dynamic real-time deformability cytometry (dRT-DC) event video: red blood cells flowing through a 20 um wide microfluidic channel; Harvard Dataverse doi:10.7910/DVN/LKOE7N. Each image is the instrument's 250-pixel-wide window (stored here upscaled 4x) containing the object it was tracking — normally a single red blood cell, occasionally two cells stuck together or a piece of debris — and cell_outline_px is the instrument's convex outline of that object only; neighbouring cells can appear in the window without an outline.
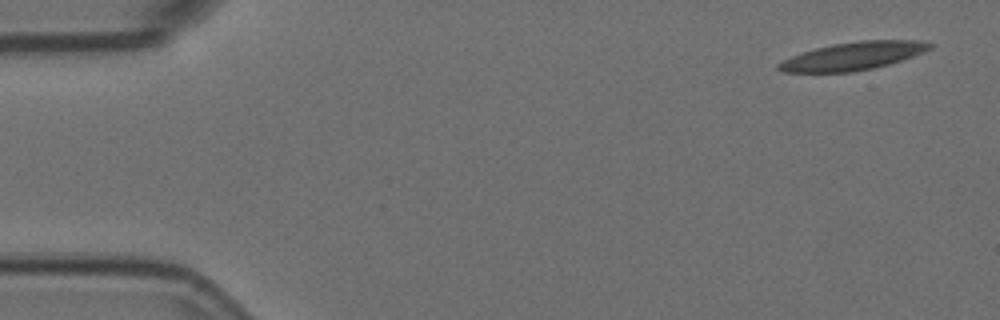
{"species": "Egyptian fruit bat (a non-hibernating species)", "species_latin": "Rousettus aegyptiacus", "temperature_condition": "room temperature", "stored_images_in_passage": 6, "camera_frame_rate_fps": 3000, "um_per_image_px": 0.085, "animal": {"sex": "female"}, "frame": {"image": 1, "passage_image": 1, "time_ms": 0.0, "image_size_px": [1000, 320], "cell_outline_px": [[936, 44], [932, 48], [924, 52], [888, 64], [872, 68], [852, 72], [784, 72], [776, 68], [776, 64], [792, 56], [816, 48], [832, 44], [860, 40], [920, 40]], "centroid_in_image_um": [72.54, 4.75], "position_along_channel_um": 12.5, "area_um2": 24.51}}
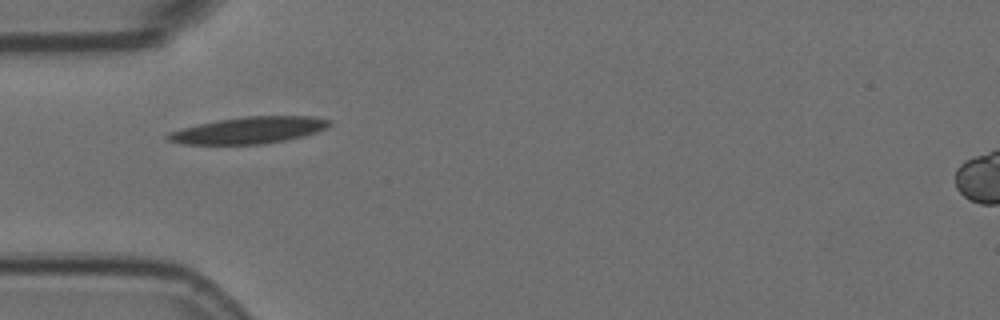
{"frame": {"image": 2, "passage_image": 5, "time_ms": 1.333, "image_size_px": [1000, 320], "cell_outline_px": [[332, 124], [328, 128], [304, 136], [284, 140], [260, 144], [180, 144], [168, 140], [164, 136], [168, 132], [180, 128], [216, 120], [248, 116], [312, 116], [328, 120]], "centroid_in_image_um": [21.12, 11.07], "position_along_channel_um": 63.9, "area_um2": 25.14}}
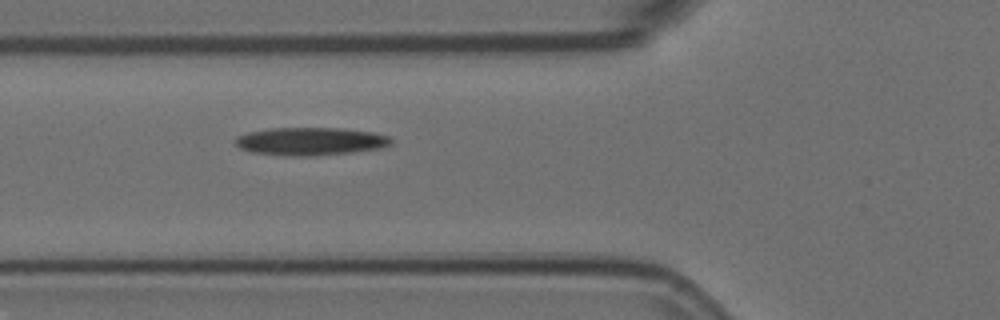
{"frame": {"image": 3, "passage_image": 6, "time_ms": 1.667, "image_size_px": [1000, 320], "cell_outline_px": [[392, 144], [380, 148], [352, 152], [308, 156], [288, 156], [252, 152], [240, 148], [232, 140], [236, 136], [248, 132], [272, 128], [340, 128], [372, 132], [388, 136], [392, 140]], "centroid_in_image_um": [26.35, 12.01], "position_along_channel_um": 99.4, "area_um2": 25.32}}